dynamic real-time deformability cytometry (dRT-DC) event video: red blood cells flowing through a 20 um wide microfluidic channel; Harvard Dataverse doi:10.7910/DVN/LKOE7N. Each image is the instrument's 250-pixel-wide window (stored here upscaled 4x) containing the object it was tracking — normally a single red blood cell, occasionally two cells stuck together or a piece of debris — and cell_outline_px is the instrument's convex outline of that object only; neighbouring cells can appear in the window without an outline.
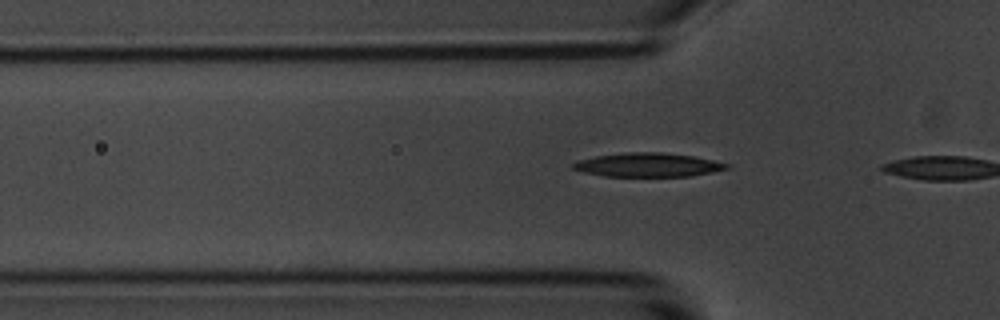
{"species": "common noctule bat (a hibernating species)", "species_latin": "Nyctalus noctula", "temperature_condition": "room temperature", "stored_images_in_passage": 3, "camera_frame_rate_fps": 3000, "um_per_image_px": 0.085, "animal": {"sex": "male", "body_mass_g": 20.1, "forearm_length_mm": 53.5}, "frame": {"image": 1, "passage_image": 3, "time_ms": 2.333, "image_size_px": [1000, 320], "cell_outline_px": [[732, 164], [728, 168], [712, 172], [688, 176], [604, 176], [584, 172], [572, 168], [572, 164], [580, 160], [596, 156], [624, 152], [660, 152], [692, 156]], "centroid_in_image_um": [55.08, 14.01], "position_along_channel_um": 70.7, "area_um2": 21.15}}